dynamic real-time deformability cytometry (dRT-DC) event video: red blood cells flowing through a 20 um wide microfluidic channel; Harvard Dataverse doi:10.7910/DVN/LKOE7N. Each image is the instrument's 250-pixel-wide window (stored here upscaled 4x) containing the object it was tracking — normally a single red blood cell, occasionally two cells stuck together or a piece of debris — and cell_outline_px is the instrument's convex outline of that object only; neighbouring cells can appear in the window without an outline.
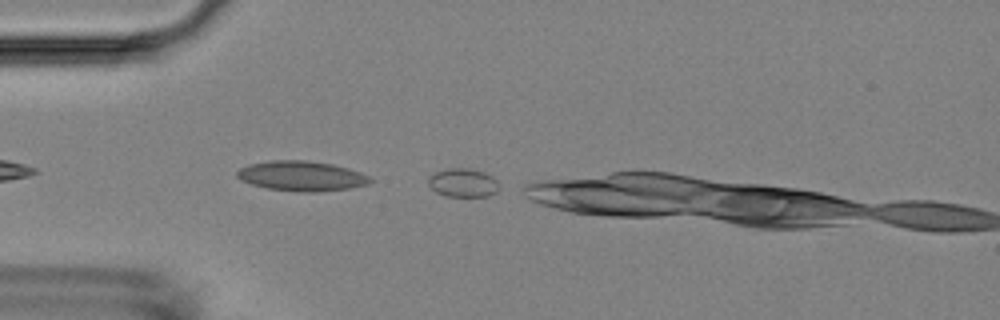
{"species": "Egyptian fruit bat (a non-hibernating species)", "species_latin": "Rousettus aegyptiacus", "temperature_condition": "room temperature", "stored_images_in_passage": 3, "camera_frame_rate_fps": 3000, "um_per_image_px": 0.085, "animal": {"sex": "female"}, "frame": {"image": 1, "passage_image": 1, "time_ms": 0.0, "image_size_px": [1000, 320], "cell_outline_px": [[504, 188], [488, 196], [444, 196], [436, 192], [428, 184], [428, 176], [436, 172], [448, 168], [468, 168], [484, 172], [492, 176]], "centroid_in_image_um": [39.4, 15.54], "position_along_channel_um": 45.6, "area_um2": 12.02}}